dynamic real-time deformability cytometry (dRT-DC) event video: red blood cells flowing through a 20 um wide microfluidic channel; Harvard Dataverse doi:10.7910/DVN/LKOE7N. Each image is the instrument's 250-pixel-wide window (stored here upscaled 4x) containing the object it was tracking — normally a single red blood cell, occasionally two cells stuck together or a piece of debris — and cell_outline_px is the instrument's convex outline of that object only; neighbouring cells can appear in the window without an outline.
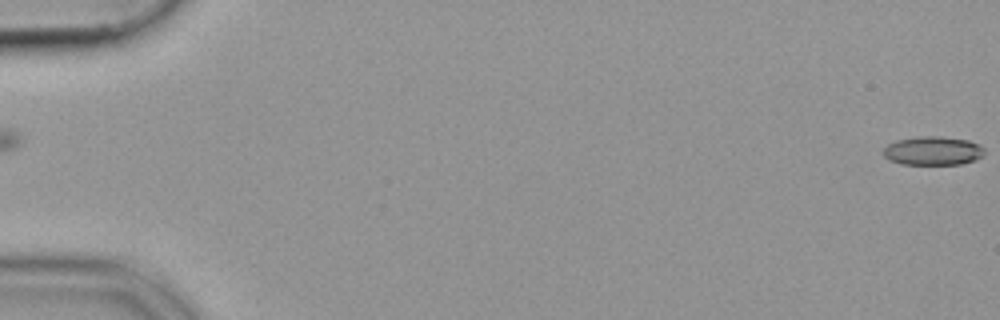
{"species": "common noctule bat (a hibernating species)", "species_latin": "Nyctalus noctula", "temperature_condition": "cold", "stored_images_in_passage": 54, "camera_frame_rate_fps": 3000, "um_per_image_px": 0.085, "animal": {"sex": "female", "body_mass_g": 19.9}, "frame": {"image": 1, "passage_image": 1, "time_ms": 0.0, "image_size_px": [1000, 320], "cell_outline_px": [[984, 152], [976, 160], [960, 164], [900, 164], [888, 160], [880, 152], [888, 144], [896, 140], [920, 136], [940, 136], [968, 140], [984, 148]], "centroid_in_image_um": [79.23, 12.82], "position_along_channel_um": 5.8, "area_um2": 16.99}}
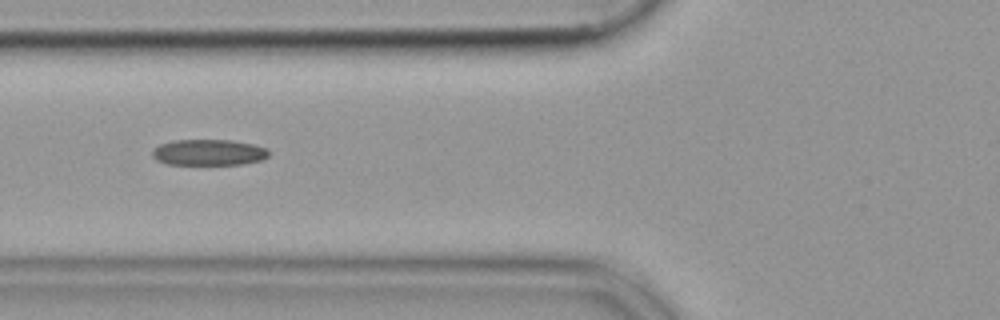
{"frame": {"image": 2, "passage_image": 22, "time_ms": 7.0, "image_size_px": [1000, 320], "cell_outline_px": [[268, 156], [260, 160], [244, 164], [168, 164], [156, 160], [152, 156], [152, 148], [160, 144], [172, 140], [232, 140], [252, 144], [268, 148]], "centroid_in_image_um": [17.71, 12.95], "position_along_channel_um": 108.1, "area_um2": 17.69}}
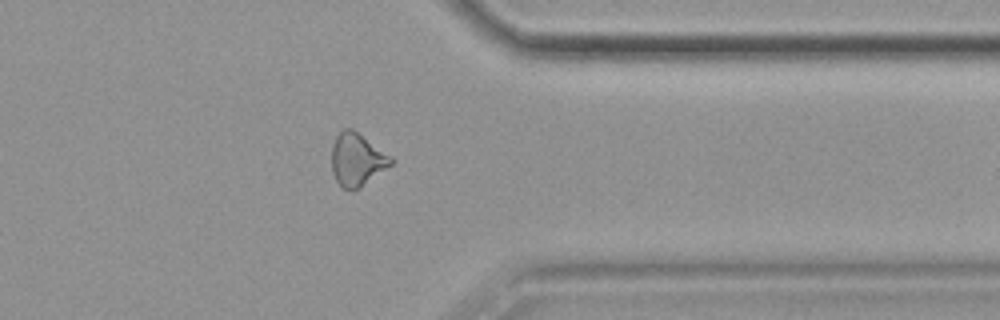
{"frame": {"image": 3, "passage_image": 44, "time_ms": 14.333, "image_size_px": [1000, 320], "cell_outline_px": [[396, 160], [392, 164], [360, 188], [352, 192], [344, 188], [336, 180], [332, 172], [332, 144], [336, 136], [344, 128], [352, 128], [392, 156]], "centroid_in_image_um": [30.36, 13.57], "position_along_channel_um": 381.0, "area_um2": 18.38}}